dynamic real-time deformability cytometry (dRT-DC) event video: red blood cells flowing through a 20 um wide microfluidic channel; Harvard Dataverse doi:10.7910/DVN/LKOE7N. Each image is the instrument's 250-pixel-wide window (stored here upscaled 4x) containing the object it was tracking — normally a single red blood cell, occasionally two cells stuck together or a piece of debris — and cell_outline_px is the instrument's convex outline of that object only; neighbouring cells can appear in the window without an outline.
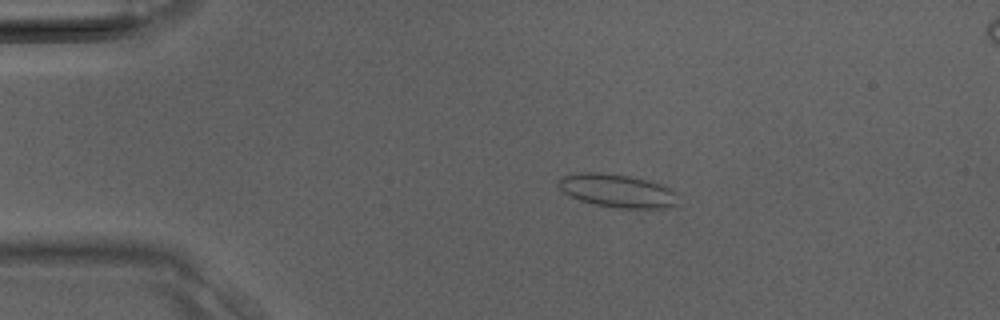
{"species": "Egyptian fruit bat (a non-hibernating species)", "species_latin": "Rousettus aegyptiacus", "temperature_condition": "room temperature", "stored_images_in_passage": 38, "camera_frame_rate_fps": 3000, "um_per_image_px": 0.085, "animal": {"sex": "male"}, "frame": {"image": 1, "passage_image": 7, "time_ms": 2.0, "image_size_px": [1000, 320], "cell_outline_px": [[680, 204], [672, 208], [612, 208], [580, 200], [564, 192], [556, 184], [556, 180], [564, 176], [580, 172], [596, 172], [628, 176], [648, 180], [660, 184], [676, 192]], "centroid_in_image_um": [52.51, 16.23], "position_along_channel_um": 32.5, "area_um2": 23.29}}
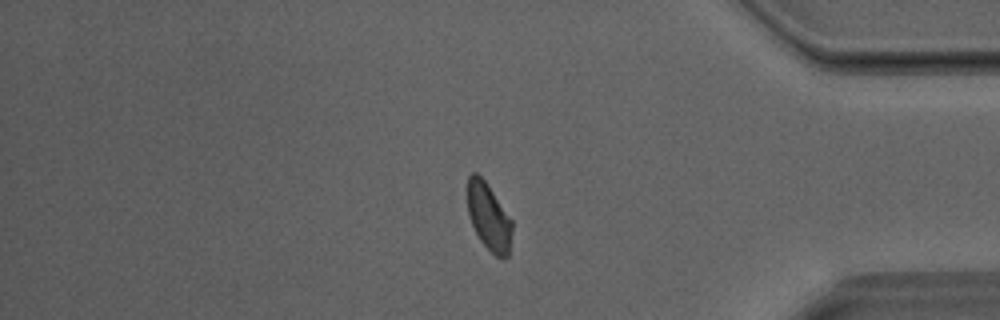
{"frame": {"image": 2, "passage_image": 32, "time_ms": 10.333, "image_size_px": [1000, 320], "cell_outline_px": [[512, 232], [508, 256], [500, 260], [480, 240], [468, 216], [468, 176], [472, 172], [476, 172], [484, 180], [512, 220]], "centroid_in_image_um": [41.55, 18.45], "position_along_channel_um": 393.7, "area_um2": 17.22}}
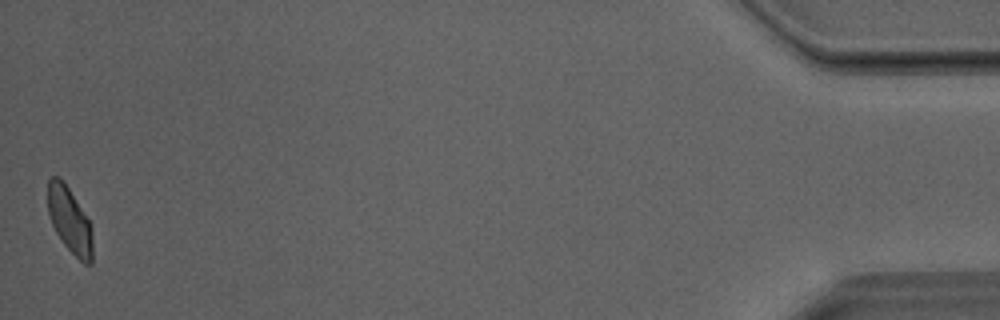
{"frame": {"image": 3, "passage_image": 38, "time_ms": 12.333, "image_size_px": [1000, 320], "cell_outline_px": [[92, 264], [84, 264], [64, 244], [56, 232], [52, 224], [48, 212], [48, 180], [52, 176], [60, 176], [64, 180], [92, 224]], "centroid_in_image_um": [5.93, 18.68], "position_along_channel_um": 429.3, "area_um2": 17.28}}